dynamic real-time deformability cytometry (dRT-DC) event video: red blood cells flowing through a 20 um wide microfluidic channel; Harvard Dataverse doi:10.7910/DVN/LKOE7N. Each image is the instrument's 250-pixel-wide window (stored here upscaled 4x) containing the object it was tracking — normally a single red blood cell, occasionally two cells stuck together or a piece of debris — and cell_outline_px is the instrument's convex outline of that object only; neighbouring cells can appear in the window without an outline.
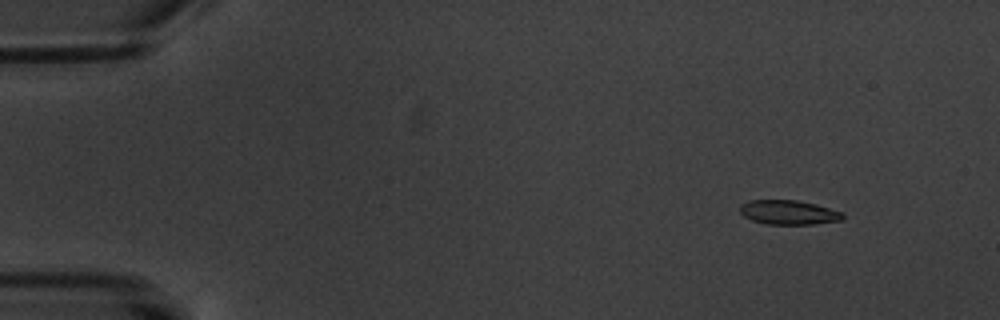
{"species": "common noctule bat (a hibernating species)", "species_latin": "Nyctalus noctula", "temperature_condition": "warm", "stored_images_in_passage": 5, "camera_frame_rate_fps": 3000, "um_per_image_px": 0.085, "animal": {"sex": "male", "body_mass_g": 20.1, "forearm_length_mm": 53.5}, "frame": {"image": 1, "passage_image": 2, "time_ms": 1.0, "image_size_px": [1000, 320], "cell_outline_px": [[844, 216], [840, 220], [812, 224], [764, 224], [752, 220], [744, 216], [740, 212], [740, 204], [752, 200], [796, 200], [816, 204], [840, 212]], "centroid_in_image_um": [66.98, 18.05], "position_along_channel_um": 18.0, "area_um2": 14.39}}
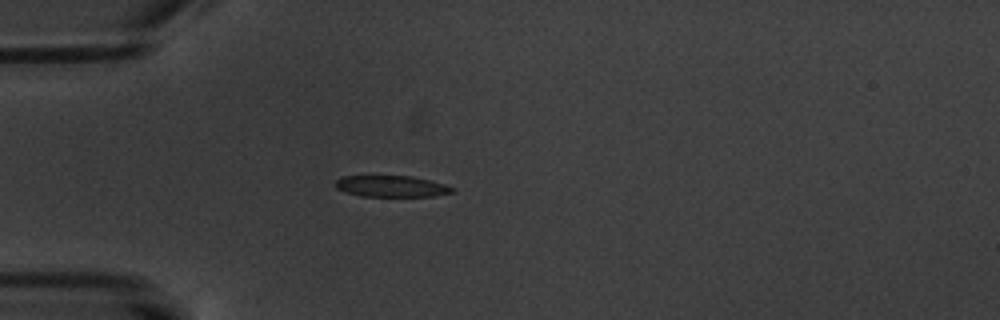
{"frame": {"image": 2, "passage_image": 5, "time_ms": 4.667, "image_size_px": [1000, 320], "cell_outline_px": [[456, 192], [436, 196], [360, 196], [336, 188], [336, 180], [344, 176], [412, 176], [444, 184], [456, 188]], "centroid_in_image_um": [33.34, 15.84], "position_along_channel_um": 51.7, "area_um2": 14.45}}